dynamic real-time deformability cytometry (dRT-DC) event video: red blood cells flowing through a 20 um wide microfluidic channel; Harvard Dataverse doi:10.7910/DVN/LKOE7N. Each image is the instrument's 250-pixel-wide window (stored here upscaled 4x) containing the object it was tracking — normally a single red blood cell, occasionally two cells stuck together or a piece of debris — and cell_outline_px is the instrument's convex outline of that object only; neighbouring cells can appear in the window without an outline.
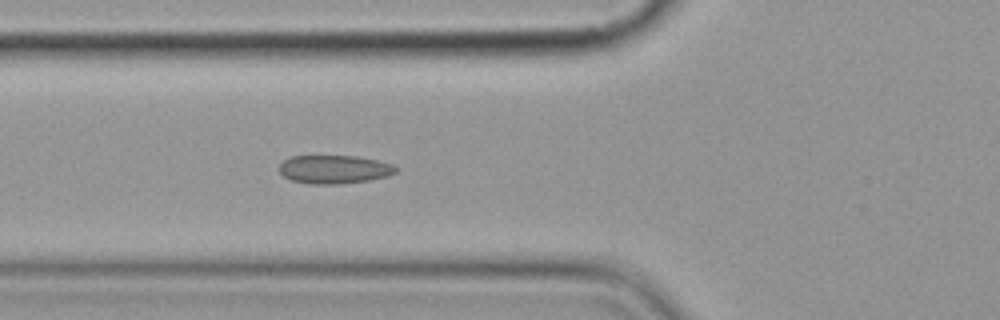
{"species": "common noctule bat (a hibernating species)", "species_latin": "Nyctalus noctula", "temperature_condition": "cold", "stored_images_in_passage": 4, "camera_frame_rate_fps": 3000, "um_per_image_px": 0.085, "animal": {"sex": "female", "body_mass_g": 19.9}, "frame": {"image": 1, "passage_image": 4, "time_ms": 4.667, "image_size_px": [1000, 320], "cell_outline_px": [[396, 172], [388, 176], [368, 180], [336, 184], [308, 184], [292, 180], [284, 176], [280, 172], [280, 164], [284, 160], [292, 156], [356, 156], [376, 160], [392, 164], [396, 168]], "centroid_in_image_um": [28.4, 14.39], "position_along_channel_um": 97.4, "area_um2": 19.13}}